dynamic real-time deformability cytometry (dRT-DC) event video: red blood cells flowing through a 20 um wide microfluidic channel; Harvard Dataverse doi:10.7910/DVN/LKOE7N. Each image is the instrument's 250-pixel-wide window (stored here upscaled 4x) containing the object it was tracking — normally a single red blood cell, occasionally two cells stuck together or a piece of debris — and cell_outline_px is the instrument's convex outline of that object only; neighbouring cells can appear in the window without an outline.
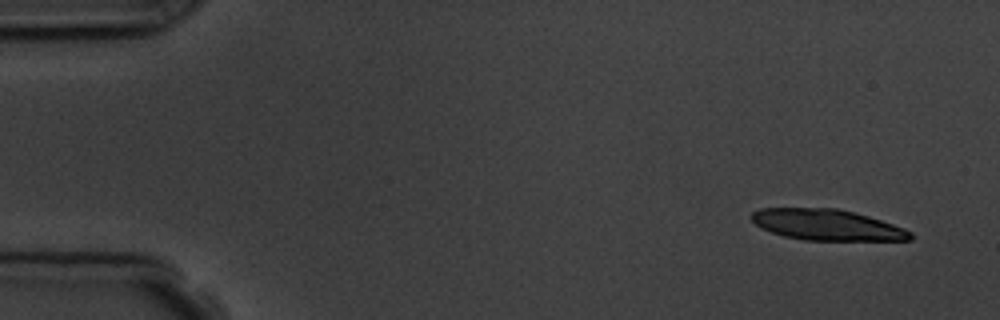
{"species": "common noctule bat (a hibernating species)", "species_latin": "Nyctalus noctula", "temperature_condition": "room temperature", "stored_images_in_passage": 16, "camera_frame_rate_fps": 3000, "um_per_image_px": 0.085, "animal": {"sex": "male", "body_mass_g": 19.5, "forearm_length_mm": 54.6}, "frame": {"image": 1, "passage_image": 1, "time_ms": 0.0, "image_size_px": [1000, 320], "cell_outline_px": [[912, 240], [804, 240], [784, 236], [760, 228], [748, 216], [752, 212], [760, 208], [836, 208], [868, 216], [904, 228], [912, 232]], "centroid_in_image_um": [70.25, 19.11], "position_along_channel_um": 14.8, "area_um2": 28.55}, "authors_computed_cell_mechanics": {"area_um2": 16.8776, "velocity_mm_per_s": 3.773, "shape_relaxation_time_tau1_ms": 1.7919, "shape_relaxation_time_tau2_ms": null, "deformation_change_tau1": 0.1193, "deformation_change_tau2": null}}